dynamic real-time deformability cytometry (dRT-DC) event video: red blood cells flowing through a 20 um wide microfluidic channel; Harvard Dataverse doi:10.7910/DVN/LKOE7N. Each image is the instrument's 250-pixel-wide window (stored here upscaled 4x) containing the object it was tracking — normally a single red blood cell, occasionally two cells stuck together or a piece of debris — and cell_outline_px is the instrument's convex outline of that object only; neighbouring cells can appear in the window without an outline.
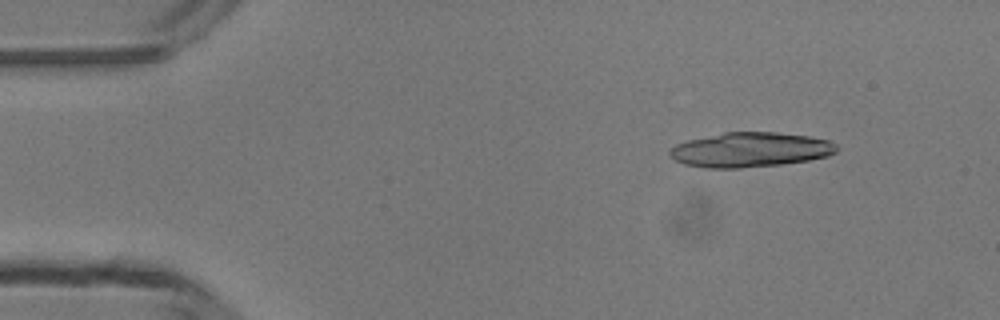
{"species": "common noctule bat (a hibernating species)", "species_latin": "Nyctalus noctula", "temperature_condition": "room temperature", "stored_images_in_passage": 5, "camera_frame_rate_fps": 3000, "um_per_image_px": 0.085, "animal": {"sex": "male", "body_mass_g": 13.3}, "frame": {"image": 1, "passage_image": 2, "time_ms": 1.0, "image_size_px": [1000, 320], "cell_outline_px": [[836, 152], [828, 156], [808, 160], [780, 164], [740, 168], [704, 168], [684, 164], [668, 156], [668, 152], [676, 144], [688, 140], [724, 132], [776, 132], [808, 136], [828, 140], [836, 144]], "centroid_in_image_um": [63.74, 12.73], "position_along_channel_um": 21.3, "area_um2": 33.7}}